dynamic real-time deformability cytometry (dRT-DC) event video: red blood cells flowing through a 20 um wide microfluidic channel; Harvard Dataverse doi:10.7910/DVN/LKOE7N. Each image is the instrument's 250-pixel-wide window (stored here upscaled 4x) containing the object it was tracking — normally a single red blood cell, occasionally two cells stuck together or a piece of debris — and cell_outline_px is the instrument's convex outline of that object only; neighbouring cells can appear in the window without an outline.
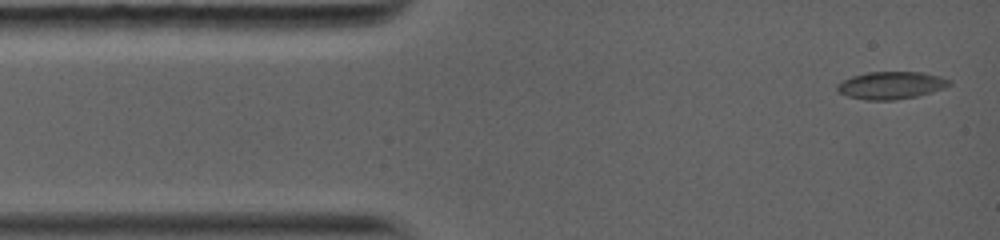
{"species": "common noctule bat (a hibernating species)", "species_latin": "Nyctalus noctula", "temperature_condition": "warm", "stored_images_in_passage": 3, "camera_frame_rate_fps": 5000, "um_per_image_px": 0.085, "animal": {"sex": "female", "body_mass_g": 19.0, "forearm_length_mm": 56.7}, "frame": {"image": 1, "passage_image": 1, "time_ms": 0.0, "image_size_px": [1000, 240], "cell_outline_px": [[952, 84], [944, 88], [932, 92], [916, 96], [896, 100], [864, 100], [848, 96], [836, 92], [836, 84], [852, 76], [868, 72], [924, 72], [940, 76], [952, 80]], "centroid_in_image_um": [75.75, 7.25], "position_along_channel_um": 9.3, "area_um2": 18.15}}